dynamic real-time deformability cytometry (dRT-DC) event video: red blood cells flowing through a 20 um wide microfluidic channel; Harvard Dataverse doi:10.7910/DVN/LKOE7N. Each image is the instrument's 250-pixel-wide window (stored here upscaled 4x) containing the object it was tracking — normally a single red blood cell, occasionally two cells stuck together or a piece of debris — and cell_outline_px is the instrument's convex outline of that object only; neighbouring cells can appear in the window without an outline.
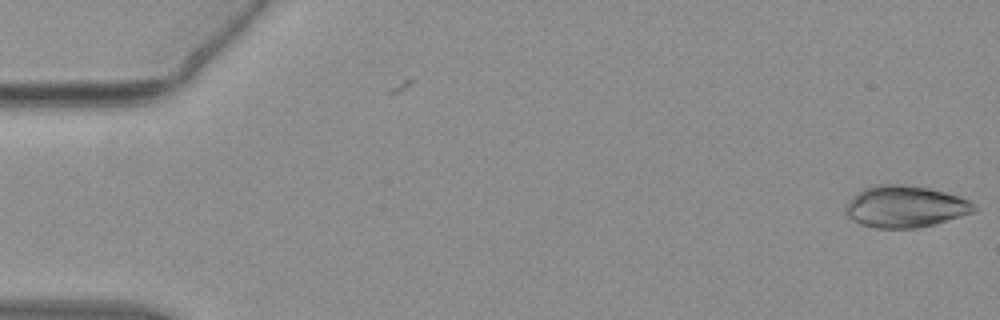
{"species": "common noctule bat (a hibernating species)", "species_latin": "Nyctalus noctula", "temperature_condition": "warm", "stored_images_in_passage": 5, "camera_frame_rate_fps": 3000, "um_per_image_px": 0.085, "animal": {"sex": "female", "body_mass_g": 19.3, "forearm_length_mm": 54.1}, "frame": {"image": 1, "passage_image": 5, "time_ms": 1.333, "image_size_px": [1000, 320], "cell_outline_px": [[980, 208], [972, 212], [936, 224], [916, 228], [872, 228], [860, 224], [848, 216], [844, 208], [864, 188], [876, 184], [904, 184], [928, 188], [944, 192], [968, 200], [976, 204]], "centroid_in_image_um": [76.97, 17.57], "position_along_channel_um": 8.0, "area_um2": 30.98}}